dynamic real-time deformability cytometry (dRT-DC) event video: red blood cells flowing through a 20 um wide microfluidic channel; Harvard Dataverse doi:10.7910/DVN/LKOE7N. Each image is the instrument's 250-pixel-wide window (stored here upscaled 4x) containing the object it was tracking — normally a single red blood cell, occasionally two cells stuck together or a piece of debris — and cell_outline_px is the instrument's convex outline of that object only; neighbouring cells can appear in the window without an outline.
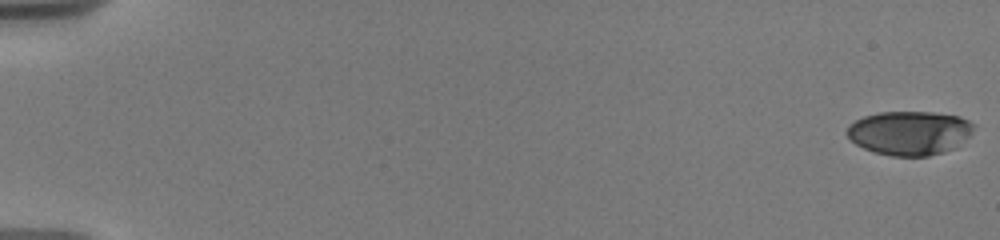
{"species": "human", "species_latin": "Homo sapiens", "temperature_condition": "warm", "stored_images_in_passage": 22, "camera_frame_rate_fps": 3000, "um_per_image_px": 0.085, "donor": {"sex": "male"}, "frame": {"image": 1, "passage_image": 1, "time_ms": 0.0, "image_size_px": [1000, 240], "cell_outline_px": [[976, 124], [972, 132], [968, 136], [952, 148], [944, 152], [928, 156], [892, 156], [876, 152], [864, 148], [856, 144], [844, 132], [848, 124], [864, 116], [880, 112], [932, 112], [960, 116]], "centroid_in_image_um": [77.29, 11.28], "position_along_channel_um": 7.7, "area_um2": 32.48}}
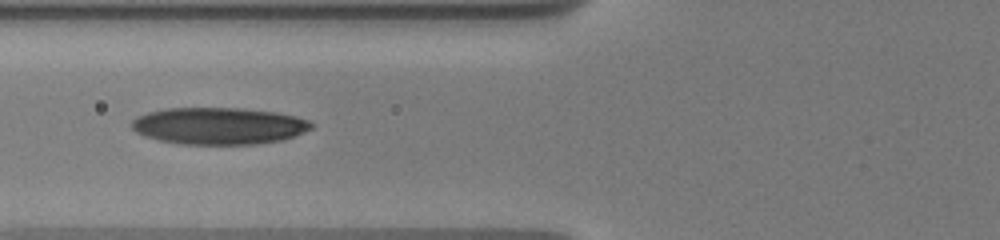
{"frame": {"image": 2, "passage_image": 16, "time_ms": 7.667, "image_size_px": [1000, 240], "cell_outline_px": [[312, 128], [284, 140], [256, 144], [180, 144], [160, 140], [144, 136], [136, 132], [132, 128], [132, 120], [136, 116], [148, 112], [164, 108], [244, 108], [276, 112], [296, 116], [308, 120], [312, 124]], "centroid_in_image_um": [18.58, 10.69], "position_along_channel_um": 107.2, "area_um2": 38.78}}
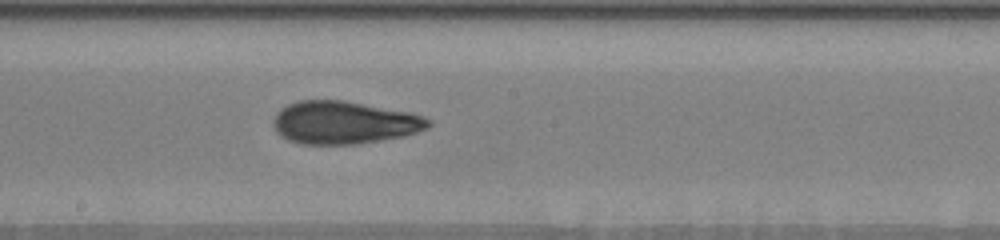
{"frame": {"image": 3, "passage_image": 22, "time_ms": 10.667, "image_size_px": [1000, 240], "cell_outline_px": [[432, 124], [428, 128], [404, 136], [356, 144], [304, 144], [288, 140], [280, 136], [276, 132], [272, 124], [272, 120], [276, 112], [280, 108], [288, 104], [300, 100], [344, 100], [408, 112], [424, 116], [432, 120]], "centroid_in_image_um": [29.22, 10.41], "position_along_channel_um": 219.0, "area_um2": 38.84}}